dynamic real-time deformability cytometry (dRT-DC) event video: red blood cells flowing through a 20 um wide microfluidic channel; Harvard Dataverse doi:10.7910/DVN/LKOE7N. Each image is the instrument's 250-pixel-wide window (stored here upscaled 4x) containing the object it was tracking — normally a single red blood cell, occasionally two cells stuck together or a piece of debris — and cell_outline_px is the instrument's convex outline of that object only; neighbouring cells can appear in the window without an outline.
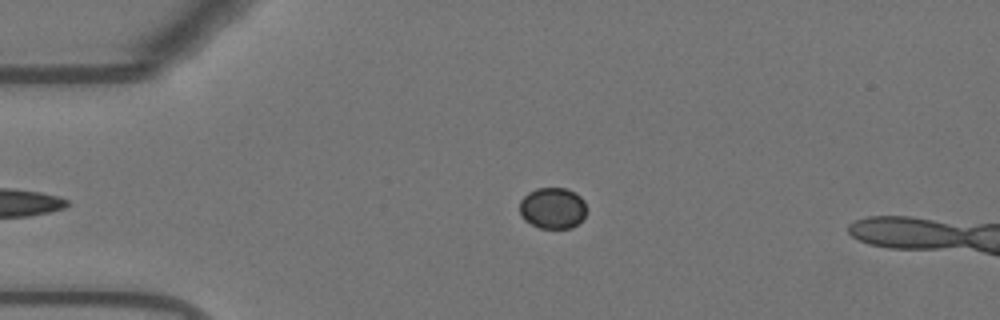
{"species": "Egyptian fruit bat (a non-hibernating species)", "species_latin": "Rousettus aegyptiacus", "temperature_condition": "warm", "stored_images_in_passage": 39, "camera_frame_rate_fps": 3000, "um_per_image_px": 0.085, "animal": {"sex": "female"}, "frame": {"image": 1, "passage_image": 2, "time_ms": 0.333, "image_size_px": [1000, 320], "cell_outline_px": [[588, 208], [584, 216], [572, 228], [540, 228], [524, 220], [520, 212], [520, 200], [528, 192], [536, 188], [568, 188], [576, 192], [584, 200]], "centroid_in_image_um": [46.99, 17.67], "position_along_channel_um": 38.0, "area_um2": 16.24}}
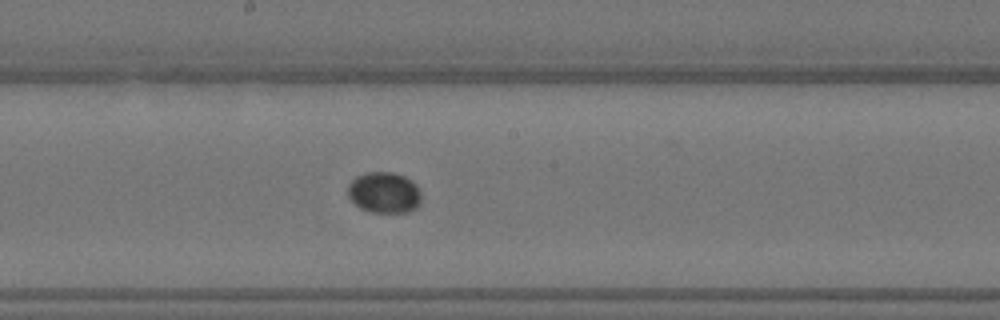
{"frame": {"image": 2, "passage_image": 19, "time_ms": 6.0, "image_size_px": [1000, 320], "cell_outline_px": [[420, 204], [416, 208], [408, 212], [372, 212], [360, 208], [348, 196], [348, 184], [356, 176], [368, 172], [392, 172], [404, 176], [412, 180], [416, 184], [420, 192]], "centroid_in_image_um": [32.66, 16.36], "position_along_channel_um": 215.5, "area_um2": 17.57}}
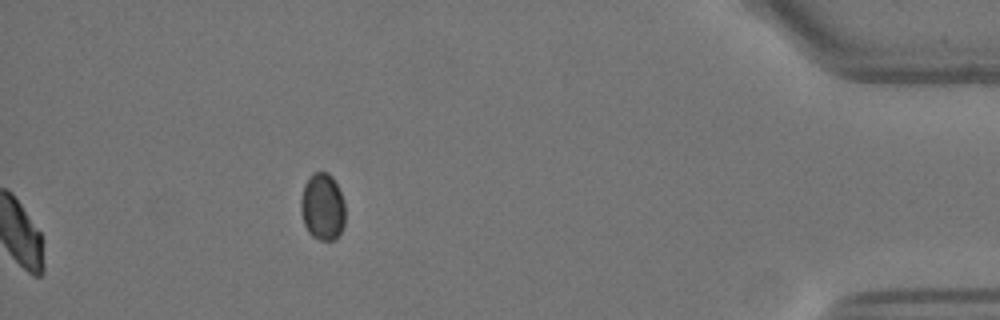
{"frame": {"image": 3, "passage_image": 39, "time_ms": 12.667, "image_size_px": [1000, 320], "cell_outline_px": [[344, 224], [336, 240], [320, 240], [312, 236], [308, 232], [304, 224], [300, 212], [300, 200], [304, 184], [312, 172], [328, 172], [332, 176], [344, 200]], "centroid_in_image_um": [27.39, 17.57], "position_along_channel_um": 407.8, "area_um2": 17.51}, "authors_computed_cell_mechanics": {"area_um2": 17.2822, "velocity_mm_per_s": 3.671, "shape_relaxation_time_tau1_ms": 1.2934, "shape_relaxation_time_tau2_ms": null, "deformation_change_tau1": 0.0262, "deformation_change_tau2": null}}